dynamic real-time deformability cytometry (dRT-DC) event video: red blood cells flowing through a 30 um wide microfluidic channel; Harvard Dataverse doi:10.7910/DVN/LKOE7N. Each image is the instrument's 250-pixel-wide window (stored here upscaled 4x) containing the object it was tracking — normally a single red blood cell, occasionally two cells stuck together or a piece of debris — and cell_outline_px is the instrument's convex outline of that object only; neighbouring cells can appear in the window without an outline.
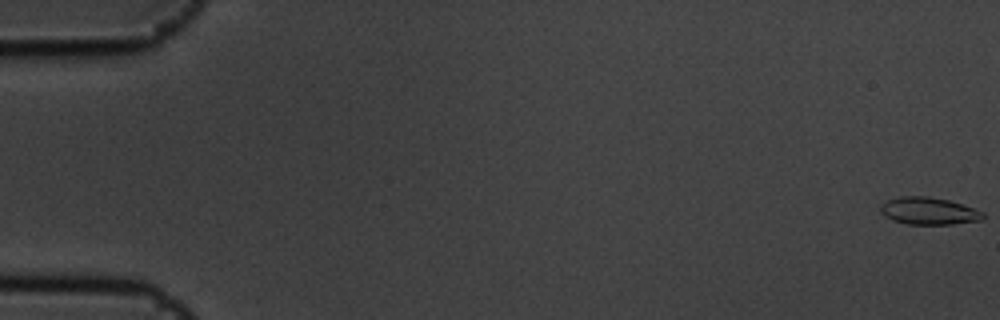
{"species": "common noctule bat (a hibernating species)", "species_latin": "Nyctalus noctula", "temperature_condition": "cold", "stored_images_in_passage": 13, "camera_frame_rate_fps": 3000, "um_per_image_px": 0.085, "animal": {"sex": "male", "body_mass_g": 19.5, "forearm_length_mm": 54.6}, "frame": {"image": 1, "passage_image": 1, "time_ms": 0.0, "image_size_px": [1000, 320], "cell_outline_px": [[984, 220], [952, 224], [908, 224], [892, 220], [884, 216], [880, 212], [880, 204], [888, 200], [900, 196], [928, 196], [948, 200], [984, 212]], "centroid_in_image_um": [78.92, 17.94], "position_along_channel_um": 6.1, "area_um2": 16.3}}